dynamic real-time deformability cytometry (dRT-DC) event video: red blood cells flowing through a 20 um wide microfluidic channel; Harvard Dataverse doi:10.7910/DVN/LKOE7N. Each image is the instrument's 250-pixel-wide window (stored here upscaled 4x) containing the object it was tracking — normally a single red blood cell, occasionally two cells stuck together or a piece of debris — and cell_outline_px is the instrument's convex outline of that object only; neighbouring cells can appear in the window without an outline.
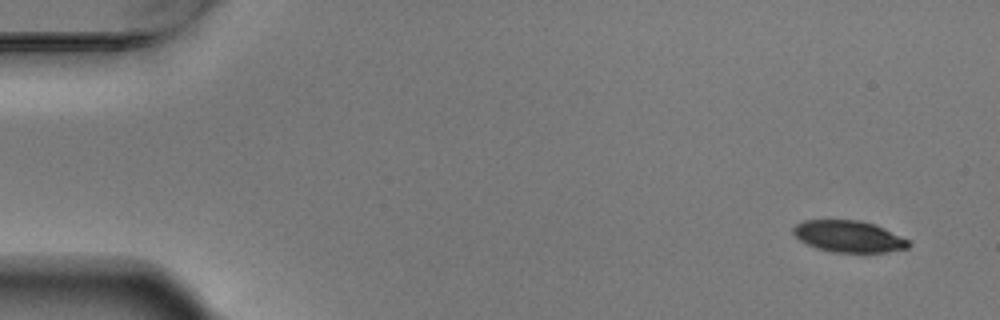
{"species": "Egyptian fruit bat (a non-hibernating species)", "species_latin": "Rousettus aegyptiacus", "temperature_condition": "warm", "stored_images_in_passage": 4, "camera_frame_rate_fps": 3000, "um_per_image_px": 0.085, "animal": {"sex": "male"}, "frame": {"image": 1, "passage_image": 1, "time_ms": 0.0, "image_size_px": [1000, 320], "cell_outline_px": [[912, 244], [908, 248], [884, 252], [832, 252], [816, 248], [800, 240], [792, 232], [792, 228], [796, 224], [804, 220], [860, 220], [872, 224], [908, 240]], "centroid_in_image_um": [72.09, 20.1], "position_along_channel_um": 12.9, "area_um2": 20.92}}
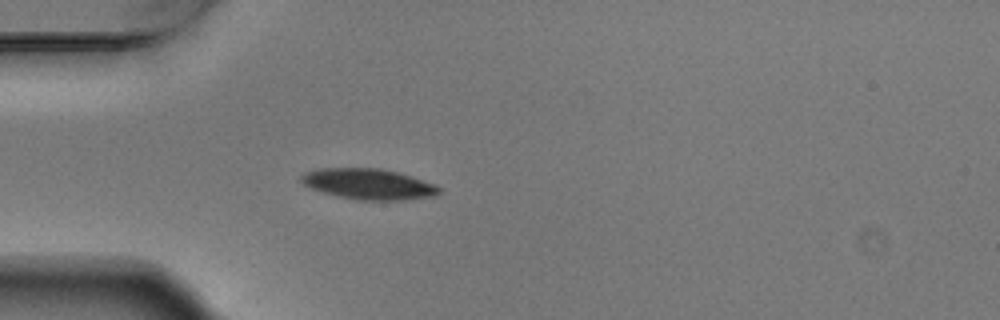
{"frame": {"image": 2, "passage_image": 4, "time_ms": 1.0, "image_size_px": [1000, 320], "cell_outline_px": [[440, 192], [428, 196], [400, 200], [356, 200], [324, 192], [312, 188], [304, 184], [300, 180], [300, 176], [304, 172], [320, 168], [380, 168], [396, 172], [436, 184], [440, 188]], "centroid_in_image_um": [31.28, 15.63], "position_along_channel_um": 53.7, "area_um2": 24.28}}